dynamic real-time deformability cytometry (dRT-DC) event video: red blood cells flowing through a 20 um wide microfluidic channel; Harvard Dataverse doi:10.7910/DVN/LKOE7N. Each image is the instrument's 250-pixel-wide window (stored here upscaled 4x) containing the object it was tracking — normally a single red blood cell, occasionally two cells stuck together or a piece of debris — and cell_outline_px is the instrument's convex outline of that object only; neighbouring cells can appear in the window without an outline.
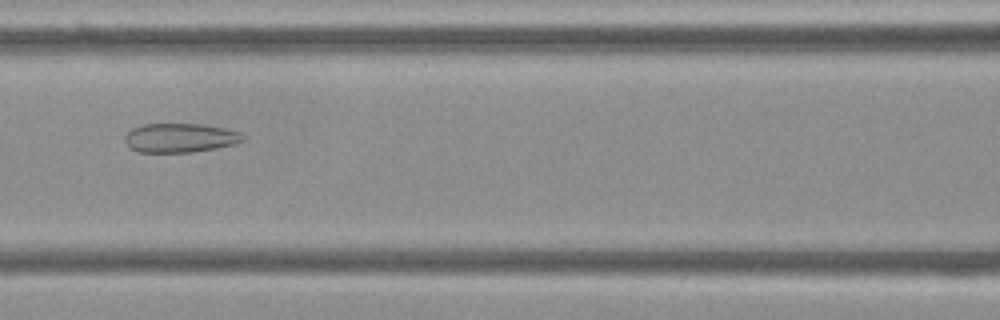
{"species": "Egyptian fruit bat (a non-hibernating species)", "species_latin": "Rousettus aegyptiacus", "temperature_condition": "cold", "stored_images_in_passage": 54, "camera_frame_rate_fps": 3000, "um_per_image_px": 0.085, "frame": {"image": 1, "passage_image": 24, "time_ms": 7.667, "image_size_px": [1000, 320], "cell_outline_px": [[244, 140], [232, 144], [216, 148], [192, 152], [136, 152], [124, 140], [124, 136], [132, 128], [144, 124], [204, 124], [224, 128], [240, 132], [244, 136]], "centroid_in_image_um": [15.3, 11.71], "position_along_channel_um": 151.3, "area_um2": 19.94}}
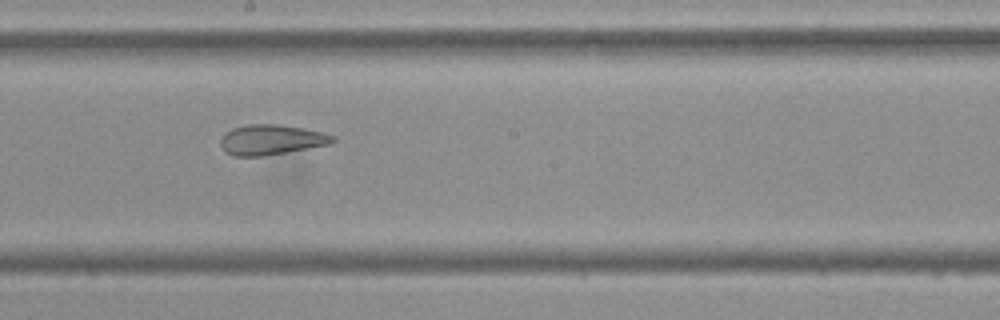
{"frame": {"image": 2, "passage_image": 30, "time_ms": 9.667, "image_size_px": [1000, 320], "cell_outline_px": [[336, 140], [332, 144], [260, 156], [232, 156], [224, 152], [220, 144], [220, 140], [232, 128], [248, 124], [280, 124], [304, 128], [324, 132], [336, 136]], "centroid_in_image_um": [23.09, 11.87], "position_along_channel_um": 225.1, "area_um2": 19.77}}
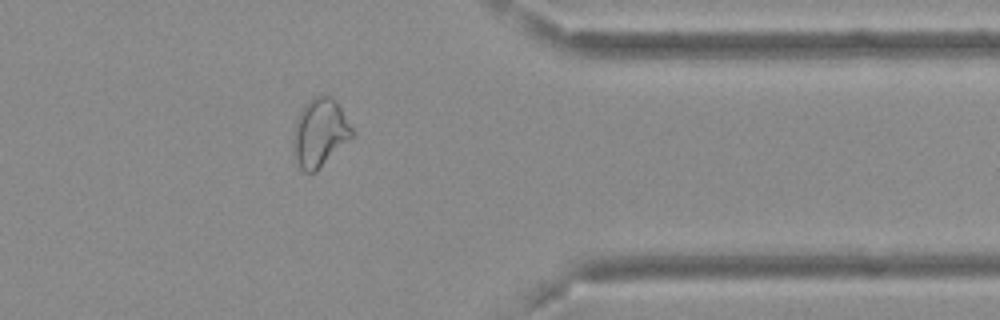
{"frame": {"image": 3, "passage_image": 44, "time_ms": 14.333, "image_size_px": [1000, 320], "cell_outline_px": [[356, 136], [316, 172], [304, 172], [300, 168], [292, 152], [292, 128], [304, 104], [308, 100], [324, 92], [332, 96], [336, 100], [356, 132]], "centroid_in_image_um": [27.21, 11.27], "position_along_channel_um": 384.2, "area_um2": 24.45}, "authors_computed_cell_mechanics": {"area_um2": 24.5361, "velocity_mm_per_s": 3.7064, "shape_relaxation_time_tau1_ms": null, "shape_relaxation_time_tau2_ms": 2.0027, "deformation_change_tau1": null, "deformation_change_tau2": 0.097}}